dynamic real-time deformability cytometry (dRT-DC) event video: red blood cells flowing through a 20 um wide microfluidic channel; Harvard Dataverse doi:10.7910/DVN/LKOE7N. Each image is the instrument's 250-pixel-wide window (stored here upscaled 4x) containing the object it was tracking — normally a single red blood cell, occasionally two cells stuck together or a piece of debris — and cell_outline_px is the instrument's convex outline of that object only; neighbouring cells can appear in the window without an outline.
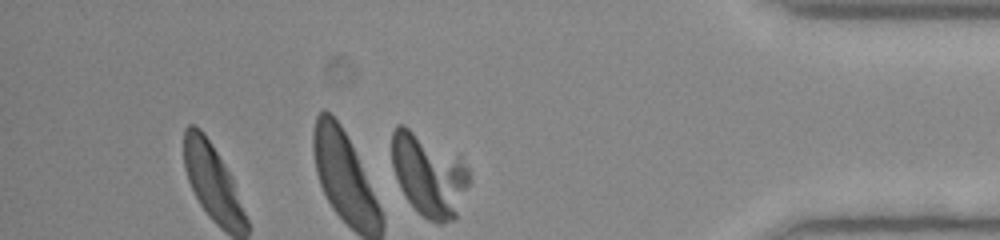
{"species": "human", "species_latin": "Homo sapiens", "temperature_condition": "room temperature", "stored_images_in_passage": 31, "camera_frame_rate_fps": 3000, "um_per_image_px": 0.085, "donor": {"sex": "female"}, "frame": {"image": 1, "passage_image": 31, "time_ms": 10.0, "image_size_px": [1000, 240], "cell_outline_px": [[472, 180], [456, 220], [444, 224], [440, 224], [428, 220], [416, 212], [404, 196], [400, 188], [392, 164], [392, 132], [396, 124], [404, 124], [460, 156], [468, 168]], "centroid_in_image_um": [36.49, 14.89], "position_along_channel_um": 398.7, "area_um2": 38.32}}